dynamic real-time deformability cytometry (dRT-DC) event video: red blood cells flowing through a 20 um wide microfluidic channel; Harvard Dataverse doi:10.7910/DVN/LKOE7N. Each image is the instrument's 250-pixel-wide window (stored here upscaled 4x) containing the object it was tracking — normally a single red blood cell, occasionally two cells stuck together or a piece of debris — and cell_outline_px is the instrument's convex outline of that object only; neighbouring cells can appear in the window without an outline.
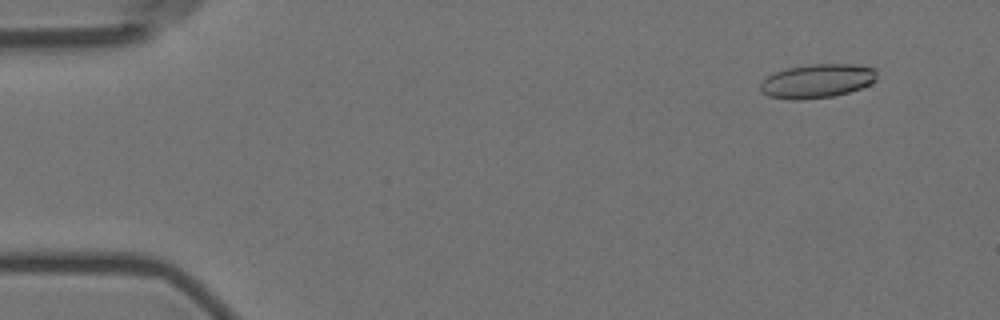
{"species": "Egyptian fruit bat (a non-hibernating species)", "species_latin": "Rousettus aegyptiacus", "temperature_condition": "room temperature", "stored_images_in_passage": 15, "camera_frame_rate_fps": 3000, "um_per_image_px": 0.085, "animal": {"sex": "female"}, "frame": {"image": 1, "passage_image": 2, "time_ms": 1.0, "image_size_px": [1000, 320], "cell_outline_px": [[876, 80], [860, 88], [848, 92], [832, 96], [800, 100], [792, 100], [768, 96], [760, 92], [760, 84], [768, 76], [776, 72], [788, 68], [812, 64], [852, 64], [876, 68]], "centroid_in_image_um": [69.44, 6.89], "position_along_channel_um": 15.6, "area_um2": 22.89}}
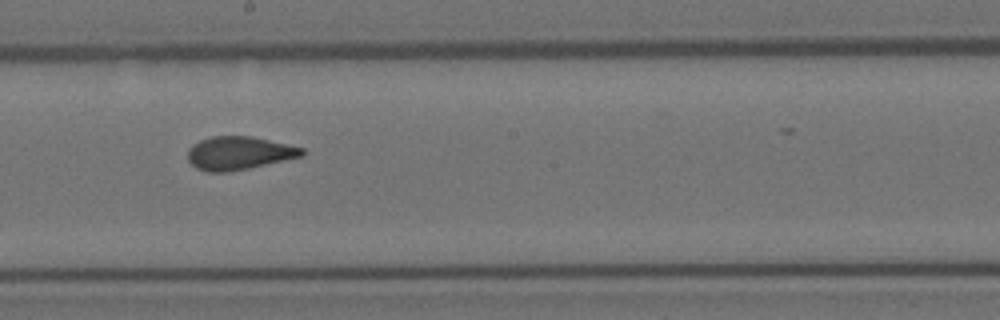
{"frame": {"image": 2, "passage_image": 9, "time_ms": 10.0, "image_size_px": [1000, 320], "cell_outline_px": [[304, 156], [248, 168], [228, 172], [208, 172], [196, 168], [188, 160], [188, 148], [192, 144], [200, 140], [212, 136], [252, 136], [304, 148]], "centroid_in_image_um": [20.3, 13.01], "position_along_channel_um": 227.9, "area_um2": 22.14}}
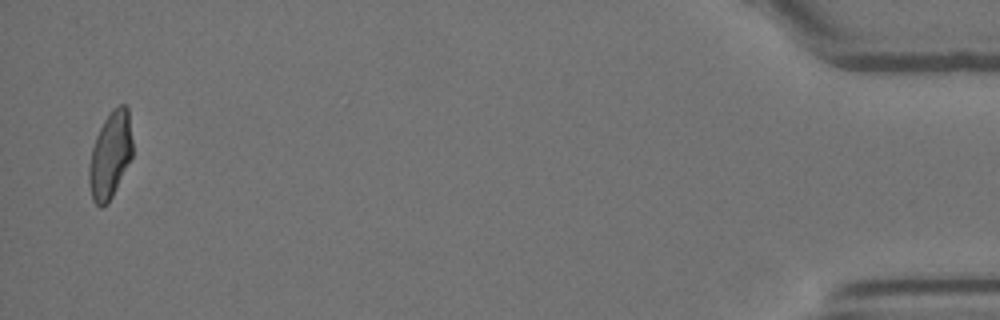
{"frame": {"image": 3, "passage_image": 15, "time_ms": 18.0, "image_size_px": [1000, 320], "cell_outline_px": [[132, 156], [108, 204], [100, 208], [92, 200], [88, 184], [88, 168], [92, 148], [96, 136], [104, 120], [112, 108], [120, 104], [124, 104], [128, 108], [132, 140]], "centroid_in_image_um": [9.35, 13.19], "position_along_channel_um": 425.8, "area_um2": 22.02}, "authors_computed_cell_mechanics": {"area_um2": 22.6576, "velocity_mm_per_s": 3.5679, "shape_relaxation_time_tau1_ms": null, "shape_relaxation_time_tau2_ms": 1.1506, "deformation_change_tau1": null, "deformation_change_tau2": 0.0498}}